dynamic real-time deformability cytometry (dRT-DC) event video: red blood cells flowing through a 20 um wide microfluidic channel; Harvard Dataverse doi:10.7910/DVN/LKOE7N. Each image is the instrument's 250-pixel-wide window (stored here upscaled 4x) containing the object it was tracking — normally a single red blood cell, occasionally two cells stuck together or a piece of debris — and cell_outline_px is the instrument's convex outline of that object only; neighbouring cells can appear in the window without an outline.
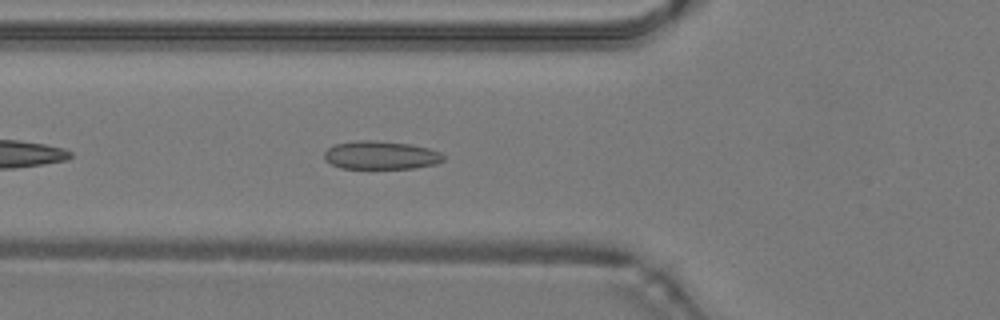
{"species": "common noctule bat (a hibernating species)", "species_latin": "Nyctalus noctula", "temperature_condition": "warm", "stored_images_in_passage": 31, "camera_frame_rate_fps": 3000, "um_per_image_px": 0.085, "animal": {"sex": "male", "body_mass_g": 19.2, "forearm_length_mm": 51.8}, "frame": {"image": 1, "passage_image": 5, "time_ms": 1.333, "image_size_px": [1000, 320], "cell_outline_px": [[444, 160], [436, 164], [416, 168], [340, 168], [324, 160], [324, 152], [328, 148], [336, 144], [356, 140], [376, 140], [412, 144], [428, 148], [440, 152], [444, 156]], "centroid_in_image_um": [32.38, 13.18], "position_along_channel_um": 93.4, "area_um2": 19.77}}
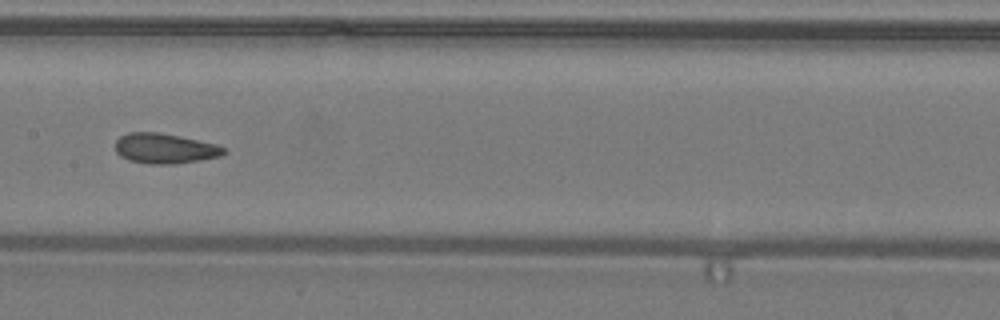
{"frame": {"image": 2, "passage_image": 12, "time_ms": 3.667, "image_size_px": [1000, 320], "cell_outline_px": [[228, 152], [220, 156], [200, 160], [172, 164], [148, 164], [128, 160], [120, 156], [116, 152], [116, 140], [120, 136], [128, 132], [160, 132], [180, 136], [216, 144], [224, 148]], "centroid_in_image_um": [13.99, 12.62], "position_along_channel_um": 193.4, "area_um2": 19.13}}
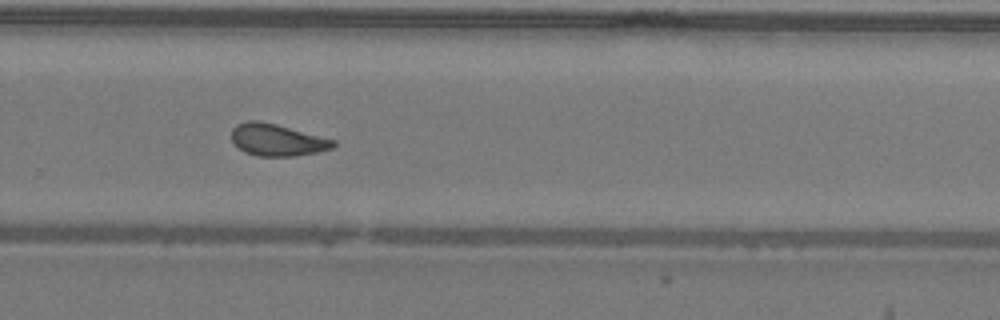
{"frame": {"image": 3, "passage_image": 20, "time_ms": 6.333, "image_size_px": [1000, 320], "cell_outline_px": [[336, 144], [332, 148], [316, 152], [296, 156], [256, 156], [244, 152], [232, 140], [232, 128], [236, 124], [248, 120], [260, 120], [276, 124], [336, 140]], "centroid_in_image_um": [23.55, 11.89], "position_along_channel_um": 306.3, "area_um2": 18.96}, "authors_computed_cell_mechanics": {"area_um2": 18.8428, "velocity_mm_per_s": 4.2575, "shape_relaxation_time_tau1_ms": null, "shape_relaxation_time_tau2_ms": 1.3823, "deformation_change_tau1": null, "deformation_change_tau2": 0.0779}}